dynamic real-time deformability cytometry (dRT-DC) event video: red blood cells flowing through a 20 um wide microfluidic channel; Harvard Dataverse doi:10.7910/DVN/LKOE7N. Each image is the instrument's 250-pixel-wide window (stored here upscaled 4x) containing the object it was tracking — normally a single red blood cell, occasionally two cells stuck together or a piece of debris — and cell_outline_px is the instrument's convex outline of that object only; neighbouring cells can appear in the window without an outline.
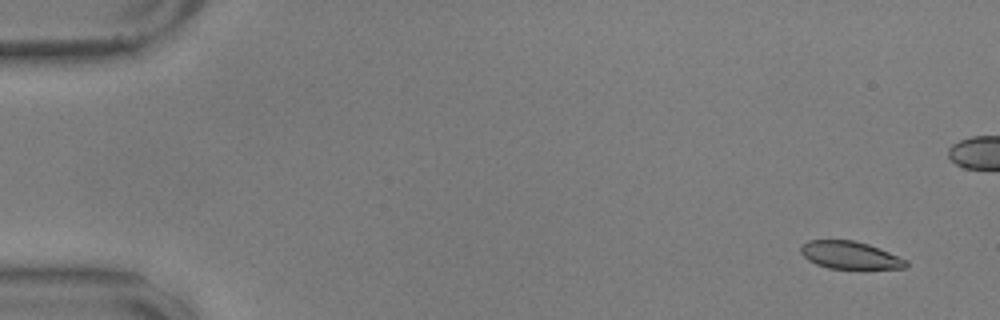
{"species": "common noctule bat (a hibernating species)", "species_latin": "Nyctalus noctula", "temperature_condition": "warm", "stored_images_in_passage": 59, "camera_frame_rate_fps": 3000, "um_per_image_px": 0.085, "animal": {"sex": "male", "body_mass_g": 17.9, "forearm_length_mm": 54.2}, "frame": {"image": 1, "passage_image": 4, "time_ms": 1.0, "image_size_px": [1000, 320], "cell_outline_px": [[908, 264], [904, 268], [828, 268], [816, 264], [808, 260], [800, 252], [800, 248], [808, 240], [852, 240], [868, 244], [908, 260]], "centroid_in_image_um": [72.23, 21.68], "position_along_channel_um": 12.8, "area_um2": 16.65}}
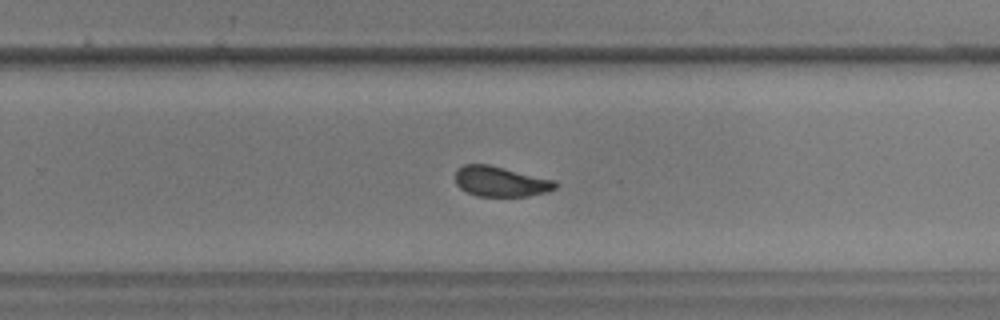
{"frame": {"image": 2, "passage_image": 38, "time_ms": 12.333, "image_size_px": [1000, 320], "cell_outline_px": [[560, 184], [556, 188], [544, 192], [528, 196], [476, 196], [460, 188], [456, 184], [456, 168], [464, 164], [488, 164], [556, 180]], "centroid_in_image_um": [42.56, 15.42], "position_along_channel_um": 287.2, "area_um2": 17.69}}
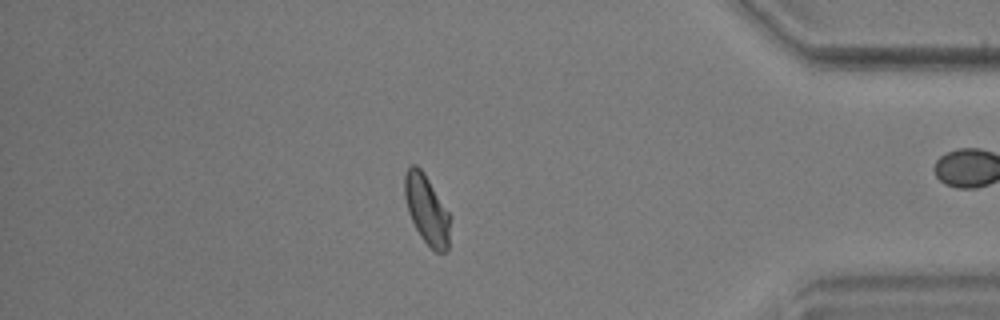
{"frame": {"image": 3, "passage_image": 50, "time_ms": 16.333, "image_size_px": [1000, 320], "cell_outline_px": [[452, 216], [448, 248], [444, 252], [436, 252], [420, 236], [408, 212], [404, 196], [404, 176], [408, 168], [412, 164], [416, 164], [424, 172]], "centroid_in_image_um": [36.29, 17.8], "position_along_channel_um": 398.9, "area_um2": 18.55}, "authors_computed_cell_mechanics": {"area_um2": 18.496, "velocity_mm_per_s": 3.5635, "shape_relaxation_time_tau1_ms": 6.8624, "shape_relaxation_time_tau2_ms": 0.9409, "deformation_change_tau1": 0.1314, "deformation_change_tau2": 0.0423}}